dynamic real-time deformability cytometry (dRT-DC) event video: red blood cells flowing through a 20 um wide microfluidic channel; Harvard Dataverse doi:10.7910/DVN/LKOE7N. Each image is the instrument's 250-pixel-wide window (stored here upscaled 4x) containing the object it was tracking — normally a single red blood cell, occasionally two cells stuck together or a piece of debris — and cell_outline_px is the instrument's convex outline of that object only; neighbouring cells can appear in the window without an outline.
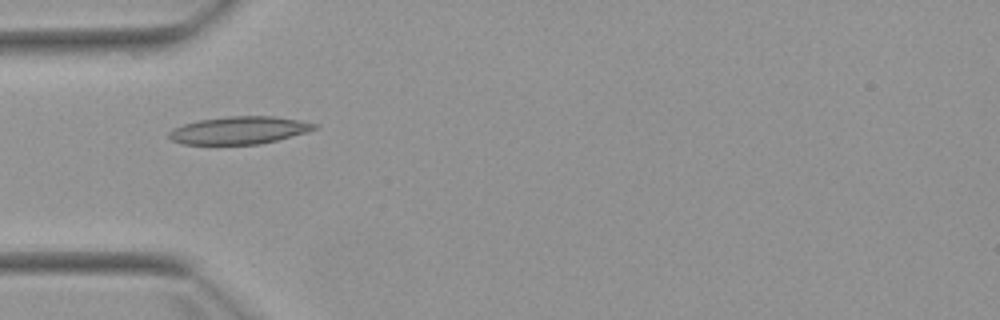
{"species": "Egyptian fruit bat (a non-hibernating species)", "species_latin": "Rousettus aegyptiacus", "temperature_condition": "warm", "stored_images_in_passage": 6, "camera_frame_rate_fps": 3000, "um_per_image_px": 0.085, "animal": {"sex": "female"}, "frame": {"image": 1, "passage_image": 4, "time_ms": 4.667, "image_size_px": [1000, 320], "cell_outline_px": [[320, 124], [316, 128], [308, 132], [260, 144], [184, 144], [172, 140], [168, 136], [168, 132], [172, 128], [184, 124], [200, 120], [228, 116], [276, 116], [300, 120]], "centroid_in_image_um": [20.36, 11.06], "position_along_channel_um": 64.6, "area_um2": 23.41}}
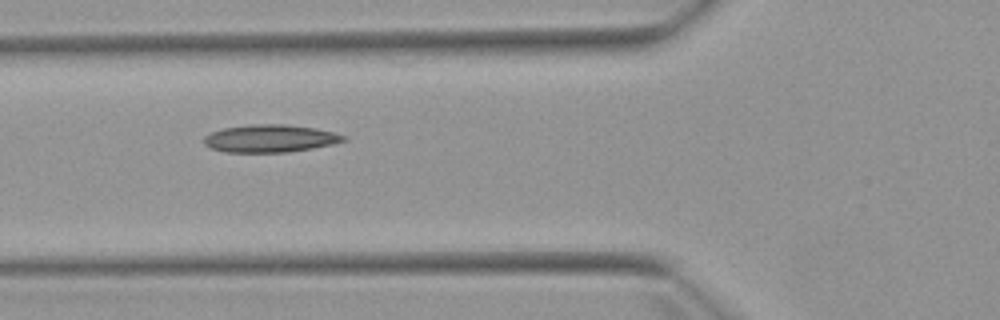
{"frame": {"image": 2, "passage_image": 5, "time_ms": 5.667, "image_size_px": [1000, 320], "cell_outline_px": [[348, 140], [332, 144], [312, 148], [288, 152], [224, 152], [212, 148], [204, 144], [204, 136], [212, 132], [224, 128], [248, 124], [284, 124], [316, 128], [348, 136]], "centroid_in_image_um": [22.98, 11.76], "position_along_channel_um": 102.8, "area_um2": 22.48}}
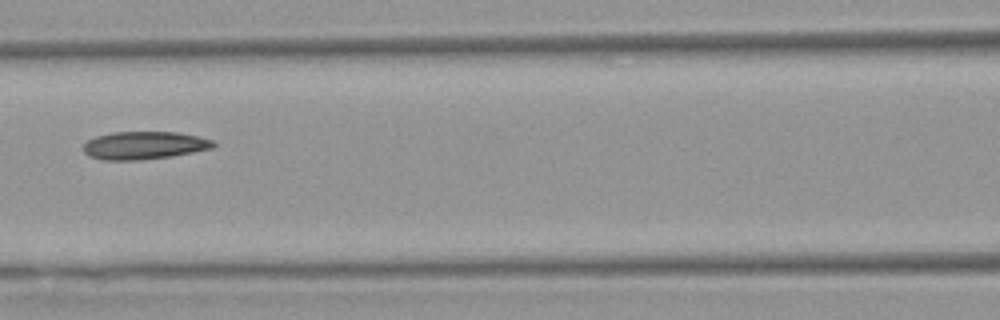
{"frame": {"image": 3, "passage_image": 6, "time_ms": 7.0, "image_size_px": [1000, 320], "cell_outline_px": [[216, 144], [212, 148], [172, 156], [140, 160], [104, 160], [88, 156], [80, 148], [88, 140], [96, 136], [112, 132], [176, 132], [196, 136], [212, 140]], "centroid_in_image_um": [12.2, 12.36], "position_along_channel_um": 154.4, "area_um2": 21.1}}